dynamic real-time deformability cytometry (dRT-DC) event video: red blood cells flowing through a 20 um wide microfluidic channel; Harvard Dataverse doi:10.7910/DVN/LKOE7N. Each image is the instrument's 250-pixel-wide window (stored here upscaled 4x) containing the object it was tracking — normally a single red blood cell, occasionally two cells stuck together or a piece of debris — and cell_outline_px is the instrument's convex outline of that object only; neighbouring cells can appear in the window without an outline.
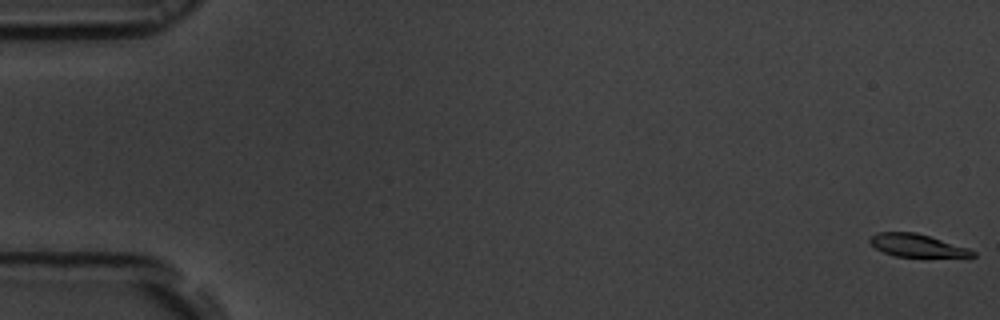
{"species": "common noctule bat (a hibernating species)", "species_latin": "Nyctalus noctula", "temperature_condition": "room temperature", "stored_images_in_passage": 56, "camera_frame_rate_fps": 3000, "um_per_image_px": 0.085, "animal": {"sex": "male", "body_mass_g": 19.5, "forearm_length_mm": 54.6}, "frame": {"image": 1, "passage_image": 1, "time_ms": 0.0, "image_size_px": [1000, 320], "cell_outline_px": [[976, 256], [968, 260], [964, 260], [896, 256], [884, 252], [876, 248], [868, 240], [876, 232], [916, 232], [968, 248], [976, 252]], "centroid_in_image_um": [78.13, 20.93], "position_along_channel_um": 6.9, "area_um2": 14.45}}
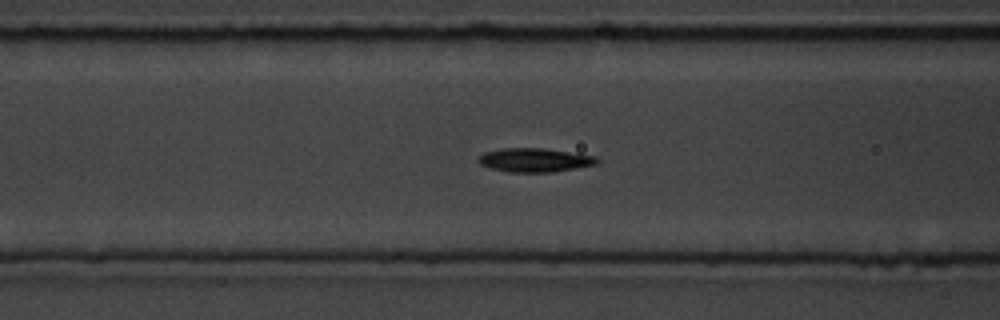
{"frame": {"image": 2, "passage_image": 23, "time_ms": 7.333, "image_size_px": [1000, 320], "cell_outline_px": [[600, 160], [596, 164], [576, 168], [552, 172], [508, 172], [492, 168], [480, 164], [476, 160], [484, 152], [500, 148], [544, 148], [596, 156]], "centroid_in_image_um": [45.44, 13.6], "position_along_channel_um": 121.2, "area_um2": 16.47}}
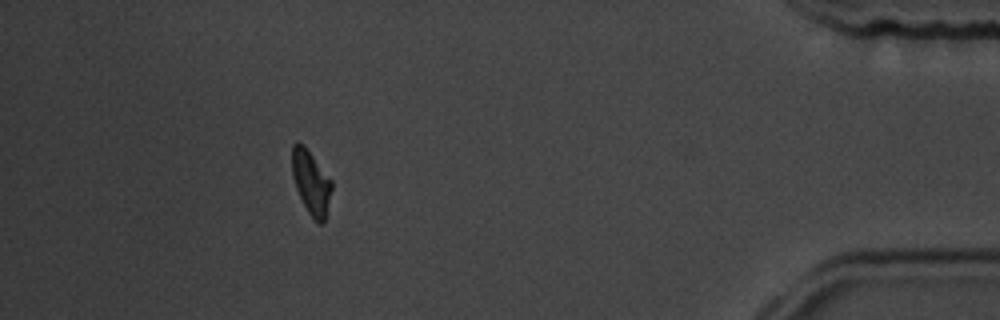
{"frame": {"image": 3, "passage_image": 51, "time_ms": 16.667, "image_size_px": [1000, 320], "cell_outline_px": [[332, 188], [324, 220], [320, 224], [316, 224], [308, 212], [296, 188], [292, 176], [292, 144], [296, 140], [304, 144], [332, 180]], "centroid_in_image_um": [26.43, 15.46], "position_along_channel_um": 408.8, "area_um2": 14.8}, "authors_computed_cell_mechanics": {"area_um2": 15.4326, "velocity_mm_per_s": 3.6632, "shape_relaxation_time_tau1_ms": 3.019, "shape_relaxation_time_tau2_ms": 4.4795, "deformation_change_tau1": 0.1285, "deformation_change_tau2": 0.0852}}